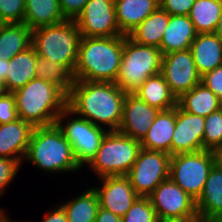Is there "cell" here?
Here are the masks:
<instances>
[{
	"label": "cell",
	"mask_w": 222,
	"mask_h": 222,
	"mask_svg": "<svg viewBox=\"0 0 222 222\" xmlns=\"http://www.w3.org/2000/svg\"><path fill=\"white\" fill-rule=\"evenodd\" d=\"M126 94L116 83L74 80L67 107L107 131H118Z\"/></svg>",
	"instance_id": "cell-1"
},
{
	"label": "cell",
	"mask_w": 222,
	"mask_h": 222,
	"mask_svg": "<svg viewBox=\"0 0 222 222\" xmlns=\"http://www.w3.org/2000/svg\"><path fill=\"white\" fill-rule=\"evenodd\" d=\"M123 54V35L81 37L74 80L115 83Z\"/></svg>",
	"instance_id": "cell-2"
},
{
	"label": "cell",
	"mask_w": 222,
	"mask_h": 222,
	"mask_svg": "<svg viewBox=\"0 0 222 222\" xmlns=\"http://www.w3.org/2000/svg\"><path fill=\"white\" fill-rule=\"evenodd\" d=\"M13 94L18 117L33 127L56 124L57 117L67 107V95L54 83L37 77Z\"/></svg>",
	"instance_id": "cell-3"
},
{
	"label": "cell",
	"mask_w": 222,
	"mask_h": 222,
	"mask_svg": "<svg viewBox=\"0 0 222 222\" xmlns=\"http://www.w3.org/2000/svg\"><path fill=\"white\" fill-rule=\"evenodd\" d=\"M24 161L50 175L81 170L71 144L57 124L34 127Z\"/></svg>",
	"instance_id": "cell-4"
},
{
	"label": "cell",
	"mask_w": 222,
	"mask_h": 222,
	"mask_svg": "<svg viewBox=\"0 0 222 222\" xmlns=\"http://www.w3.org/2000/svg\"><path fill=\"white\" fill-rule=\"evenodd\" d=\"M81 37L75 21L65 19L33 29L31 45L38 56L61 63L73 75Z\"/></svg>",
	"instance_id": "cell-5"
},
{
	"label": "cell",
	"mask_w": 222,
	"mask_h": 222,
	"mask_svg": "<svg viewBox=\"0 0 222 222\" xmlns=\"http://www.w3.org/2000/svg\"><path fill=\"white\" fill-rule=\"evenodd\" d=\"M141 150L140 141L119 131H108L95 156L86 165L98 178L127 176Z\"/></svg>",
	"instance_id": "cell-6"
},
{
	"label": "cell",
	"mask_w": 222,
	"mask_h": 222,
	"mask_svg": "<svg viewBox=\"0 0 222 222\" xmlns=\"http://www.w3.org/2000/svg\"><path fill=\"white\" fill-rule=\"evenodd\" d=\"M163 54L159 48L137 44L123 35V54L116 84L134 93L151 76L161 73Z\"/></svg>",
	"instance_id": "cell-7"
},
{
	"label": "cell",
	"mask_w": 222,
	"mask_h": 222,
	"mask_svg": "<svg viewBox=\"0 0 222 222\" xmlns=\"http://www.w3.org/2000/svg\"><path fill=\"white\" fill-rule=\"evenodd\" d=\"M56 124L71 144L75 160L81 168H84L95 156L108 132L89 120L77 116L68 107L59 114Z\"/></svg>",
	"instance_id": "cell-8"
},
{
	"label": "cell",
	"mask_w": 222,
	"mask_h": 222,
	"mask_svg": "<svg viewBox=\"0 0 222 222\" xmlns=\"http://www.w3.org/2000/svg\"><path fill=\"white\" fill-rule=\"evenodd\" d=\"M215 164L211 150L175 154L170 158L169 177L197 201Z\"/></svg>",
	"instance_id": "cell-9"
},
{
	"label": "cell",
	"mask_w": 222,
	"mask_h": 222,
	"mask_svg": "<svg viewBox=\"0 0 222 222\" xmlns=\"http://www.w3.org/2000/svg\"><path fill=\"white\" fill-rule=\"evenodd\" d=\"M171 155L141 148L137 160L127 177L134 191L141 197H148L154 189L169 178Z\"/></svg>",
	"instance_id": "cell-10"
},
{
	"label": "cell",
	"mask_w": 222,
	"mask_h": 222,
	"mask_svg": "<svg viewBox=\"0 0 222 222\" xmlns=\"http://www.w3.org/2000/svg\"><path fill=\"white\" fill-rule=\"evenodd\" d=\"M159 221L198 217L196 201L170 177L148 196Z\"/></svg>",
	"instance_id": "cell-11"
},
{
	"label": "cell",
	"mask_w": 222,
	"mask_h": 222,
	"mask_svg": "<svg viewBox=\"0 0 222 222\" xmlns=\"http://www.w3.org/2000/svg\"><path fill=\"white\" fill-rule=\"evenodd\" d=\"M74 21L84 37L123 35L118 26L114 0H89Z\"/></svg>",
	"instance_id": "cell-12"
},
{
	"label": "cell",
	"mask_w": 222,
	"mask_h": 222,
	"mask_svg": "<svg viewBox=\"0 0 222 222\" xmlns=\"http://www.w3.org/2000/svg\"><path fill=\"white\" fill-rule=\"evenodd\" d=\"M161 74L177 99L201 83L190 49L163 54Z\"/></svg>",
	"instance_id": "cell-13"
},
{
	"label": "cell",
	"mask_w": 222,
	"mask_h": 222,
	"mask_svg": "<svg viewBox=\"0 0 222 222\" xmlns=\"http://www.w3.org/2000/svg\"><path fill=\"white\" fill-rule=\"evenodd\" d=\"M99 186L92 188L99 200V207L123 217L139 197L127 176H106L99 178Z\"/></svg>",
	"instance_id": "cell-14"
},
{
	"label": "cell",
	"mask_w": 222,
	"mask_h": 222,
	"mask_svg": "<svg viewBox=\"0 0 222 222\" xmlns=\"http://www.w3.org/2000/svg\"><path fill=\"white\" fill-rule=\"evenodd\" d=\"M205 117L191 114L176 106V124L171 141V156L203 150Z\"/></svg>",
	"instance_id": "cell-15"
},
{
	"label": "cell",
	"mask_w": 222,
	"mask_h": 222,
	"mask_svg": "<svg viewBox=\"0 0 222 222\" xmlns=\"http://www.w3.org/2000/svg\"><path fill=\"white\" fill-rule=\"evenodd\" d=\"M159 110L140 100L133 93H127L122 110L119 132L141 141Z\"/></svg>",
	"instance_id": "cell-16"
},
{
	"label": "cell",
	"mask_w": 222,
	"mask_h": 222,
	"mask_svg": "<svg viewBox=\"0 0 222 222\" xmlns=\"http://www.w3.org/2000/svg\"><path fill=\"white\" fill-rule=\"evenodd\" d=\"M33 129L30 123L20 118L0 124V157L16 159L22 164Z\"/></svg>",
	"instance_id": "cell-17"
},
{
	"label": "cell",
	"mask_w": 222,
	"mask_h": 222,
	"mask_svg": "<svg viewBox=\"0 0 222 222\" xmlns=\"http://www.w3.org/2000/svg\"><path fill=\"white\" fill-rule=\"evenodd\" d=\"M196 210L204 222H222V169L217 164L209 172Z\"/></svg>",
	"instance_id": "cell-18"
},
{
	"label": "cell",
	"mask_w": 222,
	"mask_h": 222,
	"mask_svg": "<svg viewBox=\"0 0 222 222\" xmlns=\"http://www.w3.org/2000/svg\"><path fill=\"white\" fill-rule=\"evenodd\" d=\"M190 50L201 77L222 65V38L216 33H198Z\"/></svg>",
	"instance_id": "cell-19"
},
{
	"label": "cell",
	"mask_w": 222,
	"mask_h": 222,
	"mask_svg": "<svg viewBox=\"0 0 222 222\" xmlns=\"http://www.w3.org/2000/svg\"><path fill=\"white\" fill-rule=\"evenodd\" d=\"M176 124V107L159 111L148 132L140 141L141 148L171 155V141Z\"/></svg>",
	"instance_id": "cell-20"
},
{
	"label": "cell",
	"mask_w": 222,
	"mask_h": 222,
	"mask_svg": "<svg viewBox=\"0 0 222 222\" xmlns=\"http://www.w3.org/2000/svg\"><path fill=\"white\" fill-rule=\"evenodd\" d=\"M189 15H170L160 44L162 54L188 50L197 36Z\"/></svg>",
	"instance_id": "cell-21"
},
{
	"label": "cell",
	"mask_w": 222,
	"mask_h": 222,
	"mask_svg": "<svg viewBox=\"0 0 222 222\" xmlns=\"http://www.w3.org/2000/svg\"><path fill=\"white\" fill-rule=\"evenodd\" d=\"M159 7V0H114L120 32L127 36Z\"/></svg>",
	"instance_id": "cell-22"
},
{
	"label": "cell",
	"mask_w": 222,
	"mask_h": 222,
	"mask_svg": "<svg viewBox=\"0 0 222 222\" xmlns=\"http://www.w3.org/2000/svg\"><path fill=\"white\" fill-rule=\"evenodd\" d=\"M36 62L37 54L32 45L9 60L8 76L4 83L6 92L13 93L36 78Z\"/></svg>",
	"instance_id": "cell-23"
},
{
	"label": "cell",
	"mask_w": 222,
	"mask_h": 222,
	"mask_svg": "<svg viewBox=\"0 0 222 222\" xmlns=\"http://www.w3.org/2000/svg\"><path fill=\"white\" fill-rule=\"evenodd\" d=\"M133 94L159 111L177 106V98L170 91L169 85L161 73L146 79Z\"/></svg>",
	"instance_id": "cell-24"
},
{
	"label": "cell",
	"mask_w": 222,
	"mask_h": 222,
	"mask_svg": "<svg viewBox=\"0 0 222 222\" xmlns=\"http://www.w3.org/2000/svg\"><path fill=\"white\" fill-rule=\"evenodd\" d=\"M32 30L24 23H0V59L11 60L31 46Z\"/></svg>",
	"instance_id": "cell-25"
},
{
	"label": "cell",
	"mask_w": 222,
	"mask_h": 222,
	"mask_svg": "<svg viewBox=\"0 0 222 222\" xmlns=\"http://www.w3.org/2000/svg\"><path fill=\"white\" fill-rule=\"evenodd\" d=\"M64 20L59 0H25L23 23L31 30Z\"/></svg>",
	"instance_id": "cell-26"
},
{
	"label": "cell",
	"mask_w": 222,
	"mask_h": 222,
	"mask_svg": "<svg viewBox=\"0 0 222 222\" xmlns=\"http://www.w3.org/2000/svg\"><path fill=\"white\" fill-rule=\"evenodd\" d=\"M169 17L170 15L159 7L127 36L137 44L160 49Z\"/></svg>",
	"instance_id": "cell-27"
},
{
	"label": "cell",
	"mask_w": 222,
	"mask_h": 222,
	"mask_svg": "<svg viewBox=\"0 0 222 222\" xmlns=\"http://www.w3.org/2000/svg\"><path fill=\"white\" fill-rule=\"evenodd\" d=\"M177 105L184 111L206 117L219 109V97L202 82L177 99Z\"/></svg>",
	"instance_id": "cell-28"
},
{
	"label": "cell",
	"mask_w": 222,
	"mask_h": 222,
	"mask_svg": "<svg viewBox=\"0 0 222 222\" xmlns=\"http://www.w3.org/2000/svg\"><path fill=\"white\" fill-rule=\"evenodd\" d=\"M60 205L66 212L68 222H95L99 200L94 189L90 187Z\"/></svg>",
	"instance_id": "cell-29"
},
{
	"label": "cell",
	"mask_w": 222,
	"mask_h": 222,
	"mask_svg": "<svg viewBox=\"0 0 222 222\" xmlns=\"http://www.w3.org/2000/svg\"><path fill=\"white\" fill-rule=\"evenodd\" d=\"M221 12V0H196L189 13V18L197 33H214Z\"/></svg>",
	"instance_id": "cell-30"
},
{
	"label": "cell",
	"mask_w": 222,
	"mask_h": 222,
	"mask_svg": "<svg viewBox=\"0 0 222 222\" xmlns=\"http://www.w3.org/2000/svg\"><path fill=\"white\" fill-rule=\"evenodd\" d=\"M36 77L54 83L66 95L71 92L73 75L61 64L37 55Z\"/></svg>",
	"instance_id": "cell-31"
},
{
	"label": "cell",
	"mask_w": 222,
	"mask_h": 222,
	"mask_svg": "<svg viewBox=\"0 0 222 222\" xmlns=\"http://www.w3.org/2000/svg\"><path fill=\"white\" fill-rule=\"evenodd\" d=\"M222 148V110L218 109L205 117L203 150Z\"/></svg>",
	"instance_id": "cell-32"
},
{
	"label": "cell",
	"mask_w": 222,
	"mask_h": 222,
	"mask_svg": "<svg viewBox=\"0 0 222 222\" xmlns=\"http://www.w3.org/2000/svg\"><path fill=\"white\" fill-rule=\"evenodd\" d=\"M122 222H160L149 197L139 196L122 217Z\"/></svg>",
	"instance_id": "cell-33"
},
{
	"label": "cell",
	"mask_w": 222,
	"mask_h": 222,
	"mask_svg": "<svg viewBox=\"0 0 222 222\" xmlns=\"http://www.w3.org/2000/svg\"><path fill=\"white\" fill-rule=\"evenodd\" d=\"M25 0H0V23H23Z\"/></svg>",
	"instance_id": "cell-34"
},
{
	"label": "cell",
	"mask_w": 222,
	"mask_h": 222,
	"mask_svg": "<svg viewBox=\"0 0 222 222\" xmlns=\"http://www.w3.org/2000/svg\"><path fill=\"white\" fill-rule=\"evenodd\" d=\"M21 163L12 158L0 157V197L20 170Z\"/></svg>",
	"instance_id": "cell-35"
},
{
	"label": "cell",
	"mask_w": 222,
	"mask_h": 222,
	"mask_svg": "<svg viewBox=\"0 0 222 222\" xmlns=\"http://www.w3.org/2000/svg\"><path fill=\"white\" fill-rule=\"evenodd\" d=\"M15 96L6 92L0 97V124L14 122L18 119Z\"/></svg>",
	"instance_id": "cell-36"
},
{
	"label": "cell",
	"mask_w": 222,
	"mask_h": 222,
	"mask_svg": "<svg viewBox=\"0 0 222 222\" xmlns=\"http://www.w3.org/2000/svg\"><path fill=\"white\" fill-rule=\"evenodd\" d=\"M196 0H159L160 8L169 15H189Z\"/></svg>",
	"instance_id": "cell-37"
},
{
	"label": "cell",
	"mask_w": 222,
	"mask_h": 222,
	"mask_svg": "<svg viewBox=\"0 0 222 222\" xmlns=\"http://www.w3.org/2000/svg\"><path fill=\"white\" fill-rule=\"evenodd\" d=\"M201 82L219 97L222 94V65L202 76Z\"/></svg>",
	"instance_id": "cell-38"
},
{
	"label": "cell",
	"mask_w": 222,
	"mask_h": 222,
	"mask_svg": "<svg viewBox=\"0 0 222 222\" xmlns=\"http://www.w3.org/2000/svg\"><path fill=\"white\" fill-rule=\"evenodd\" d=\"M89 0H59L61 12L65 19L74 20L83 11Z\"/></svg>",
	"instance_id": "cell-39"
},
{
	"label": "cell",
	"mask_w": 222,
	"mask_h": 222,
	"mask_svg": "<svg viewBox=\"0 0 222 222\" xmlns=\"http://www.w3.org/2000/svg\"><path fill=\"white\" fill-rule=\"evenodd\" d=\"M50 210L40 222H68L66 212L60 204Z\"/></svg>",
	"instance_id": "cell-40"
},
{
	"label": "cell",
	"mask_w": 222,
	"mask_h": 222,
	"mask_svg": "<svg viewBox=\"0 0 222 222\" xmlns=\"http://www.w3.org/2000/svg\"><path fill=\"white\" fill-rule=\"evenodd\" d=\"M95 222H122V217L113 214L109 210L99 207Z\"/></svg>",
	"instance_id": "cell-41"
},
{
	"label": "cell",
	"mask_w": 222,
	"mask_h": 222,
	"mask_svg": "<svg viewBox=\"0 0 222 222\" xmlns=\"http://www.w3.org/2000/svg\"><path fill=\"white\" fill-rule=\"evenodd\" d=\"M9 60L0 59V82L5 83L8 76Z\"/></svg>",
	"instance_id": "cell-42"
},
{
	"label": "cell",
	"mask_w": 222,
	"mask_h": 222,
	"mask_svg": "<svg viewBox=\"0 0 222 222\" xmlns=\"http://www.w3.org/2000/svg\"><path fill=\"white\" fill-rule=\"evenodd\" d=\"M160 222H204L199 217L194 218H187V219H181V220H166V221H160Z\"/></svg>",
	"instance_id": "cell-43"
},
{
	"label": "cell",
	"mask_w": 222,
	"mask_h": 222,
	"mask_svg": "<svg viewBox=\"0 0 222 222\" xmlns=\"http://www.w3.org/2000/svg\"><path fill=\"white\" fill-rule=\"evenodd\" d=\"M216 164L222 169V148L214 151Z\"/></svg>",
	"instance_id": "cell-44"
},
{
	"label": "cell",
	"mask_w": 222,
	"mask_h": 222,
	"mask_svg": "<svg viewBox=\"0 0 222 222\" xmlns=\"http://www.w3.org/2000/svg\"><path fill=\"white\" fill-rule=\"evenodd\" d=\"M214 33L218 34L222 38V12Z\"/></svg>",
	"instance_id": "cell-45"
},
{
	"label": "cell",
	"mask_w": 222,
	"mask_h": 222,
	"mask_svg": "<svg viewBox=\"0 0 222 222\" xmlns=\"http://www.w3.org/2000/svg\"><path fill=\"white\" fill-rule=\"evenodd\" d=\"M0 222H16V221H11L10 217L8 215H3L1 218H0ZM18 222V221H17ZM25 222V221H24Z\"/></svg>",
	"instance_id": "cell-46"
},
{
	"label": "cell",
	"mask_w": 222,
	"mask_h": 222,
	"mask_svg": "<svg viewBox=\"0 0 222 222\" xmlns=\"http://www.w3.org/2000/svg\"><path fill=\"white\" fill-rule=\"evenodd\" d=\"M6 93L4 84L0 82V97H2Z\"/></svg>",
	"instance_id": "cell-47"
},
{
	"label": "cell",
	"mask_w": 222,
	"mask_h": 222,
	"mask_svg": "<svg viewBox=\"0 0 222 222\" xmlns=\"http://www.w3.org/2000/svg\"><path fill=\"white\" fill-rule=\"evenodd\" d=\"M219 109L222 110V94L219 96Z\"/></svg>",
	"instance_id": "cell-48"
},
{
	"label": "cell",
	"mask_w": 222,
	"mask_h": 222,
	"mask_svg": "<svg viewBox=\"0 0 222 222\" xmlns=\"http://www.w3.org/2000/svg\"><path fill=\"white\" fill-rule=\"evenodd\" d=\"M7 212L4 211V209L0 208V218L6 214Z\"/></svg>",
	"instance_id": "cell-49"
}]
</instances>
